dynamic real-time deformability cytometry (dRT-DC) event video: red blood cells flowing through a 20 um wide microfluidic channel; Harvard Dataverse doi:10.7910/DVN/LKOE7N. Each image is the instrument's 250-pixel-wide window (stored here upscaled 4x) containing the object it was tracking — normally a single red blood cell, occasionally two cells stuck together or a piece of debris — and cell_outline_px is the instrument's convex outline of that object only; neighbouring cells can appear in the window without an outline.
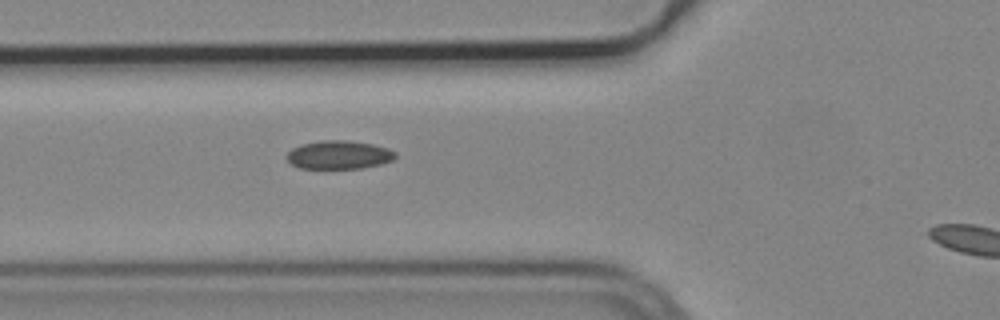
{"species": "common noctule bat (a hibernating species)", "species_latin": "Nyctalus noctula", "temperature_condition": "cold", "stored_images_in_passage": 3, "segment_of_instrument_passage": [1, 2], "camera_frame_rate_fps": 3000, "um_per_image_px": 0.085, "animal": {"sex": "male", "body_mass_g": 19.2, "forearm_length_mm": 51.8}, "frame": {"image": 1, "passage_image": 2, "time_ms": 0.333, "image_size_px": [1000, 320], "cell_outline_px": [[396, 156], [392, 160], [380, 164], [360, 168], [300, 168], [292, 164], [284, 156], [292, 148], [300, 144], [320, 140], [348, 140], [372, 144], [388, 148], [396, 152]], "centroid_in_image_um": [28.78, 13.15], "position_along_channel_um": 97.0, "area_um2": 18.03}}